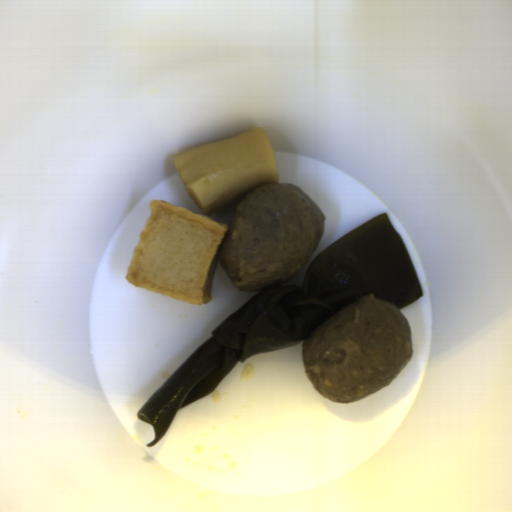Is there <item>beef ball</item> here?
<instances>
[{
	"instance_id": "obj_2",
	"label": "beef ball",
	"mask_w": 512,
	"mask_h": 512,
	"mask_svg": "<svg viewBox=\"0 0 512 512\" xmlns=\"http://www.w3.org/2000/svg\"><path fill=\"white\" fill-rule=\"evenodd\" d=\"M325 233V216L296 184L257 185L234 207L219 261L240 291L261 292L299 274Z\"/></svg>"
},
{
	"instance_id": "obj_1",
	"label": "beef ball",
	"mask_w": 512,
	"mask_h": 512,
	"mask_svg": "<svg viewBox=\"0 0 512 512\" xmlns=\"http://www.w3.org/2000/svg\"><path fill=\"white\" fill-rule=\"evenodd\" d=\"M413 354L406 317L394 302L371 293L311 331L302 345L301 361L320 395L351 403L391 385Z\"/></svg>"
}]
</instances>
